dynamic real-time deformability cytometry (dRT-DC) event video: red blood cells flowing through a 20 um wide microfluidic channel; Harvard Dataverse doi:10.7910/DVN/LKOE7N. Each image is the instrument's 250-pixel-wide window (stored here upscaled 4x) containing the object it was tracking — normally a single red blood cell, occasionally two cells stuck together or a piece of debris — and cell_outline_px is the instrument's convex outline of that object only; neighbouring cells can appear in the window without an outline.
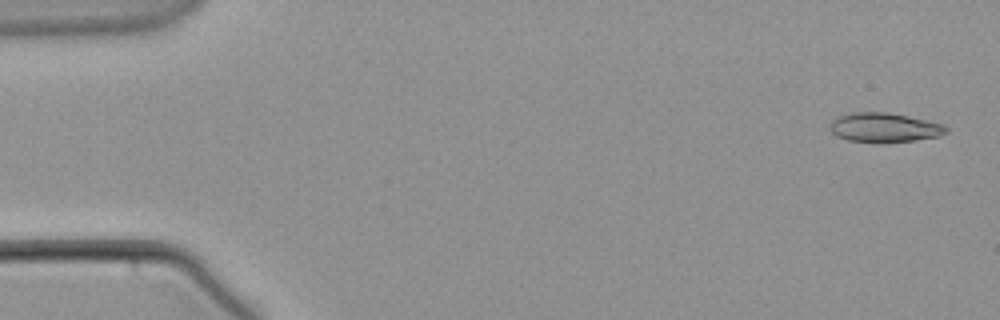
{"species": "common noctule bat (a hibernating species)", "species_latin": "Nyctalus noctula", "temperature_condition": "warm", "stored_images_in_passage": 56, "camera_frame_rate_fps": 3000, "um_per_image_px": 0.085, "animal": {"sex": "male", "body_mass_g": 21.5, "forearm_length_mm": 52.0}, "frame": {"image": 1, "passage_image": 2, "time_ms": 0.333, "image_size_px": [1000, 320], "cell_outline_px": [[948, 132], [936, 136], [916, 140], [884, 144], [876, 144], [848, 140], [836, 136], [828, 128], [828, 124], [832, 120], [840, 116], [852, 112], [888, 112], [908, 116], [944, 124], [948, 128]], "centroid_in_image_um": [75.13, 10.86], "position_along_channel_um": 9.9, "area_um2": 20.35}}
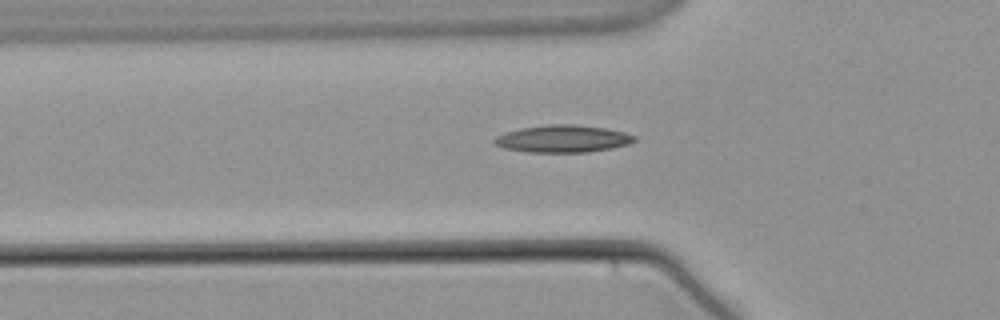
{"frame": {"image": 2, "passage_image": 19, "time_ms": 6.0, "image_size_px": [1000, 320], "cell_outline_px": [[636, 140], [628, 144], [612, 148], [588, 152], [528, 152], [504, 148], [496, 144], [492, 140], [496, 136], [520, 128], [548, 124], [572, 124], [604, 128], [624, 132], [636, 136]], "centroid_in_image_um": [47.85, 11.79], "position_along_channel_um": 78.0, "area_um2": 22.14}}
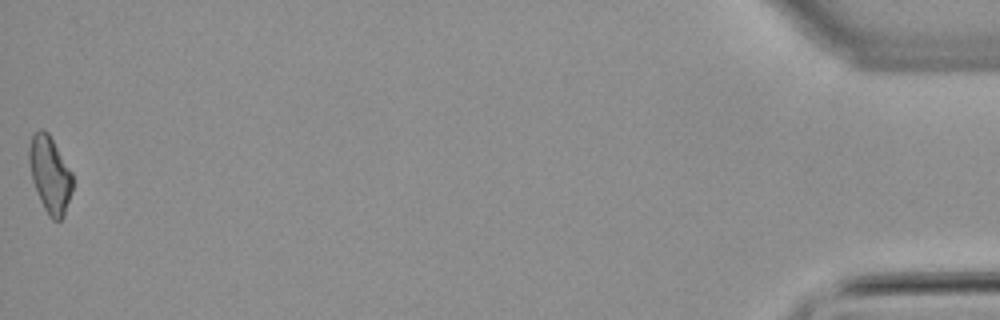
{"frame": {"image": 3, "passage_image": 56, "time_ms": 18.333, "image_size_px": [1000, 320], "cell_outline_px": [[72, 188], [64, 216], [60, 220], [52, 220], [48, 216], [40, 200], [32, 180], [28, 160], [28, 148], [32, 136], [40, 128], [44, 128], [48, 132], [72, 172]], "centroid_in_image_um": [4.23, 14.82], "position_along_channel_um": 431.0, "area_um2": 19.36}}